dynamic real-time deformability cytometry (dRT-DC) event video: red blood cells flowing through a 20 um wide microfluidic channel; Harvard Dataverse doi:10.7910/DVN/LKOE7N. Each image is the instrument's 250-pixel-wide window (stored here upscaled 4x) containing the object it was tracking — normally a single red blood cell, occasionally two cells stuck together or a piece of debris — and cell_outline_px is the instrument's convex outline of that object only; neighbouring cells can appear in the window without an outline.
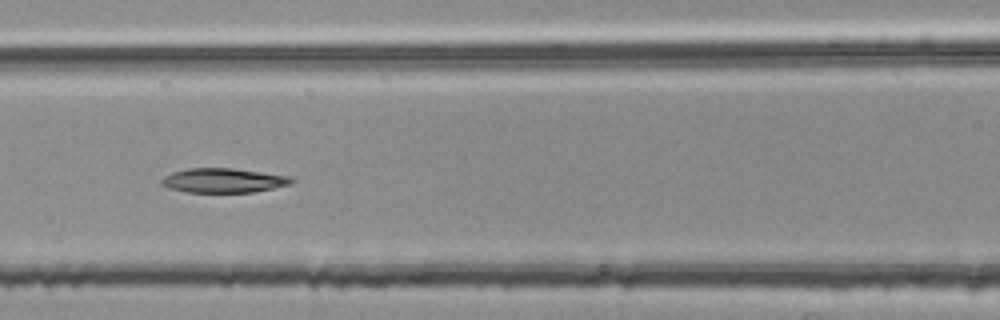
{"species": "common noctule bat (a hibernating species)", "species_latin": "Nyctalus noctula", "temperature_condition": "room temperature", "stored_images_in_passage": 51, "segment_of_instrument_passage": [2, 2], "camera_frame_rate_fps": 3000, "um_per_image_px": 0.085, "animal": {"sex": "female", "body_mass_g": 25.1}, "frame": {"image": 1, "passage_image": 22, "time_ms": 7.0, "image_size_px": [1000, 320], "cell_outline_px": [[296, 180], [292, 184], [252, 192], [188, 192], [168, 188], [160, 184], [160, 180], [164, 176], [172, 172], [188, 168], [232, 168], [288, 176]], "centroid_in_image_um": [18.96, 15.34], "position_along_channel_um": 147.6, "area_um2": 18.44}}
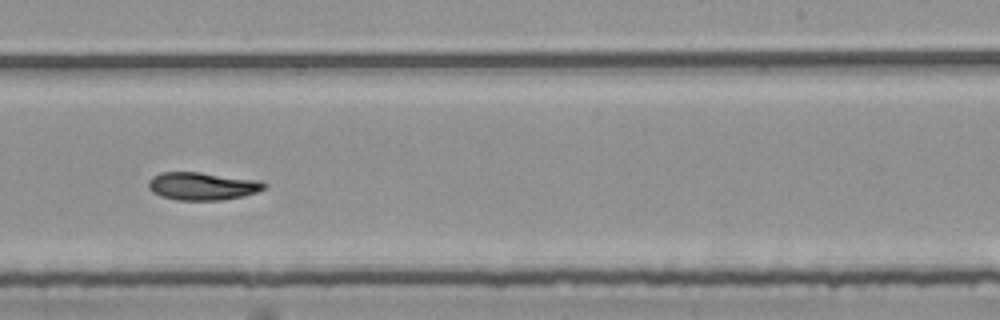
{"frame": {"image": 2, "passage_image": 32, "time_ms": 10.333, "image_size_px": [1000, 320], "cell_outline_px": [[268, 184], [264, 188], [256, 192], [244, 196], [224, 200], [176, 200], [160, 196], [152, 192], [148, 188], [148, 180], [152, 176], [160, 172], [200, 172], [260, 180]], "centroid_in_image_um": [17.18, 15.82], "position_along_channel_um": 271.8, "area_um2": 19.02}}
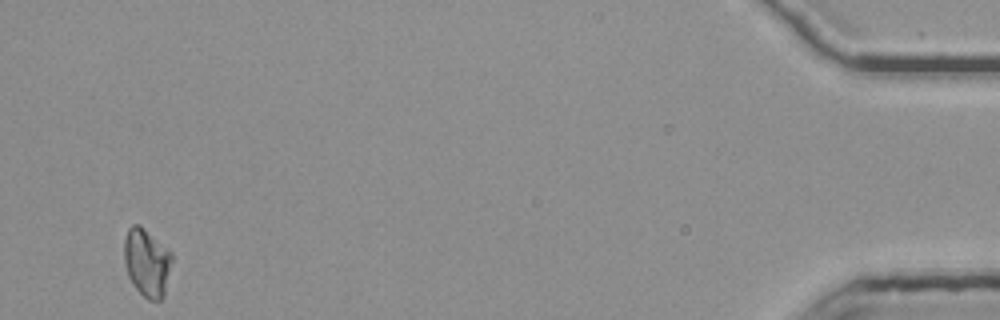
{"frame": {"image": 3, "passage_image": 51, "time_ms": 16.667, "image_size_px": [1000, 320], "cell_outline_px": [[172, 260], [164, 296], [160, 300], [148, 300], [132, 284], [128, 276], [124, 264], [124, 240], [128, 228], [132, 224], [140, 224], [172, 256]], "centroid_in_image_um": [12.44, 22.33], "position_along_channel_um": 422.8, "area_um2": 18.61}}